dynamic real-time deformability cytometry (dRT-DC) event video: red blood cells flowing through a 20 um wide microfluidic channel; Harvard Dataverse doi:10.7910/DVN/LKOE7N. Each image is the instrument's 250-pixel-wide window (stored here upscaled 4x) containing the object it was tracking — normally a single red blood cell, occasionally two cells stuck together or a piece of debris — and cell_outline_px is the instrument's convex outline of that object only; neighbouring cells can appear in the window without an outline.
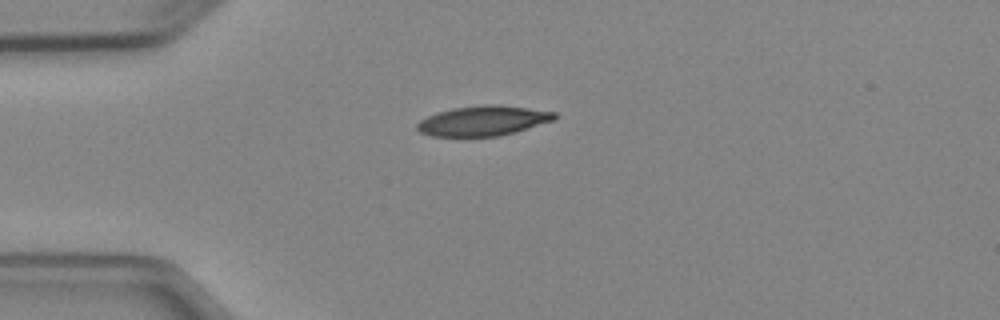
{"species": "Egyptian fruit bat (a non-hibernating species)", "species_latin": "Rousettus aegyptiacus", "temperature_condition": "cold", "stored_images_in_passage": 4, "camera_frame_rate_fps": 3000, "um_per_image_px": 0.085, "animal": {"sex": "female"}, "frame": {"image": 1, "passage_image": 1, "time_ms": 0.0, "image_size_px": [1000, 320], "cell_outline_px": [[556, 120], [500, 136], [432, 136], [420, 132], [416, 128], [416, 124], [420, 120], [436, 112], [452, 108], [484, 104], [500, 104], [556, 112]], "centroid_in_image_um": [41.07, 10.25], "position_along_channel_um": 43.9, "area_um2": 24.1}}